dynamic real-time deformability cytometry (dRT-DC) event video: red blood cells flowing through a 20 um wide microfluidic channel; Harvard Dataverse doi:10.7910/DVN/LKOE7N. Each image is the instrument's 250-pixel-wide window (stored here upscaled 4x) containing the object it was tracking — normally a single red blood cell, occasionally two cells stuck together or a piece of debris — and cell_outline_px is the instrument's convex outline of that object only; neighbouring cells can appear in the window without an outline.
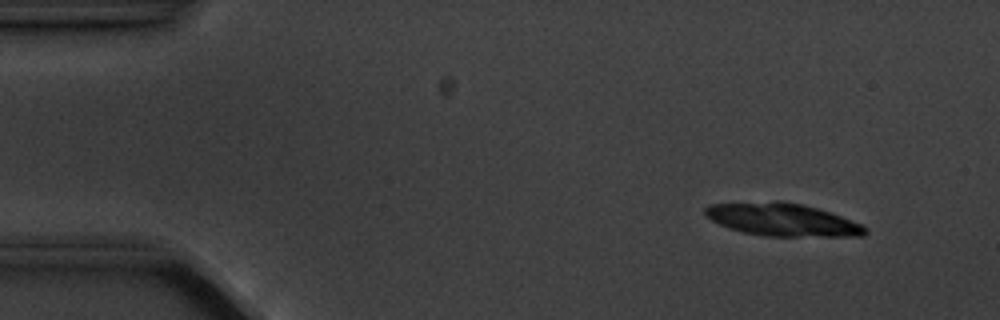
{"species": "common noctule bat (a hibernating species)", "species_latin": "Nyctalus noctula", "temperature_condition": "cold", "stored_images_in_passage": 4, "camera_frame_rate_fps": 3000, "um_per_image_px": 0.085, "animal": {"sex": "male", "body_mass_g": 20.1, "forearm_length_mm": 53.5}, "frame": {"image": 1, "passage_image": 1, "time_ms": 0.0, "image_size_px": [1000, 320], "cell_outline_px": [[868, 232], [864, 236], [764, 236], [744, 232], [728, 228], [704, 216], [704, 208], [708, 204], [776, 200], [780, 200], [804, 204], [840, 216], [860, 224], [868, 228]], "centroid_in_image_um": [66.46, 18.66], "position_along_channel_um": 18.5, "area_um2": 30.69}}